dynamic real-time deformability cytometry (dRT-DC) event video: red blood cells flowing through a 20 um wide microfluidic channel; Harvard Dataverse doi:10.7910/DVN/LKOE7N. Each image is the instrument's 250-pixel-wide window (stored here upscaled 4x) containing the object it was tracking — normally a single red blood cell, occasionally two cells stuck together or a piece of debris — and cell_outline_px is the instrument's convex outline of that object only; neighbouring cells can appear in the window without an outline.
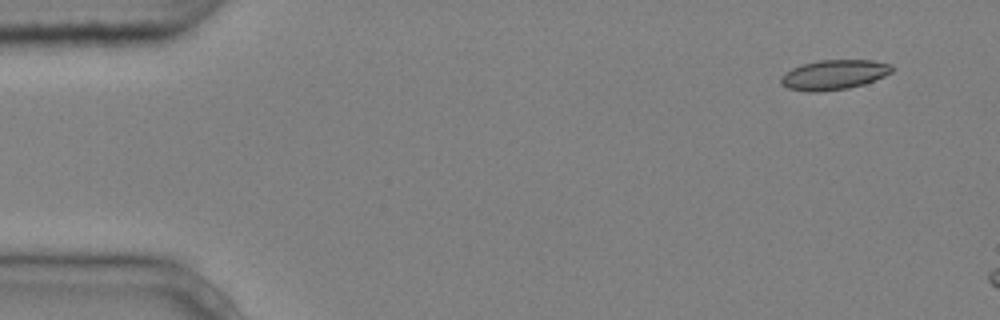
{"species": "common noctule bat (a hibernating species)", "species_latin": "Nyctalus noctula", "temperature_condition": "cold", "stored_images_in_passage": 3, "camera_frame_rate_fps": 3000, "um_per_image_px": 0.085, "animal": {"sex": "male", "body_mass_g": 20.4}, "frame": {"image": 1, "passage_image": 1, "time_ms": 0.0, "image_size_px": [1000, 320], "cell_outline_px": [[892, 72], [884, 76], [864, 84], [848, 88], [816, 92], [808, 92], [788, 88], [780, 84], [780, 76], [784, 72], [792, 68], [804, 64], [820, 60], [872, 60], [892, 64]], "centroid_in_image_um": [70.86, 6.35], "position_along_channel_um": 14.1, "area_um2": 19.31}}